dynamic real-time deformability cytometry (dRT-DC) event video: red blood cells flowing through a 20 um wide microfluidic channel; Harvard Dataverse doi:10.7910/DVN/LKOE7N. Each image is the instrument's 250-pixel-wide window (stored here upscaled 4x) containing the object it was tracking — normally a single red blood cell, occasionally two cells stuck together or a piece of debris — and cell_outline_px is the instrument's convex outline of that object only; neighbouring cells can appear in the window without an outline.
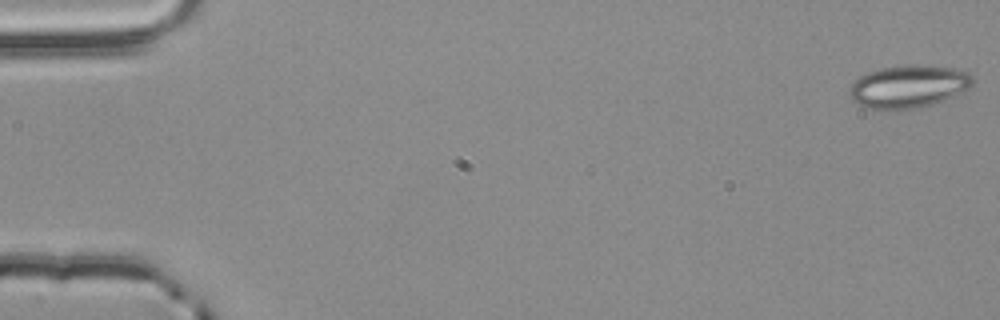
{"species": "common noctule bat (a hibernating species)", "species_latin": "Nyctalus noctula", "temperature_condition": "room temperature", "stored_images_in_passage": 54, "camera_frame_rate_fps": 3000, "um_per_image_px": 0.085, "animal": {"sex": "male", "body_mass_g": 20.4}, "frame": {"image": 1, "passage_image": 1, "time_ms": 0.0, "image_size_px": [1000, 320], "cell_outline_px": [[976, 80], [964, 92], [916, 108], [864, 108], [852, 100], [848, 92], [848, 88], [860, 76], [868, 72], [884, 68], [904, 64], [924, 64], [956, 68], [968, 72]], "centroid_in_image_um": [77.23, 7.31], "position_along_channel_um": 7.8, "area_um2": 30.52}}
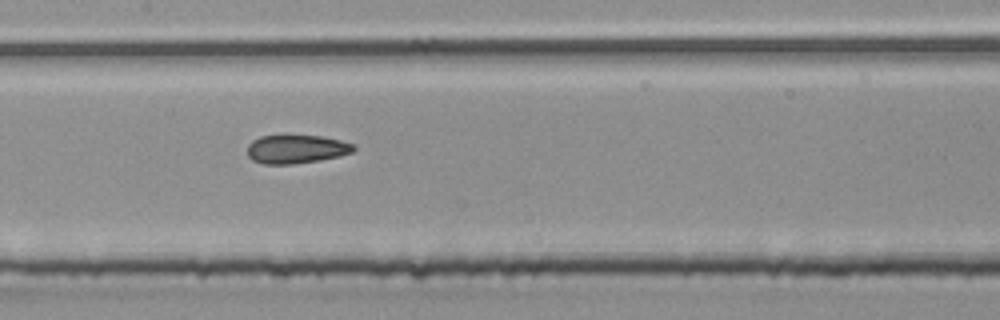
{"frame": {"image": 2, "passage_image": 27, "time_ms": 8.667, "image_size_px": [1000, 320], "cell_outline_px": [[356, 148], [352, 152], [340, 156], [320, 160], [292, 164], [264, 164], [252, 160], [248, 156], [248, 144], [252, 140], [260, 136], [320, 136], [340, 140], [356, 144]], "centroid_in_image_um": [25.2, 12.68], "position_along_channel_um": 182.2, "area_um2": 17.69}}
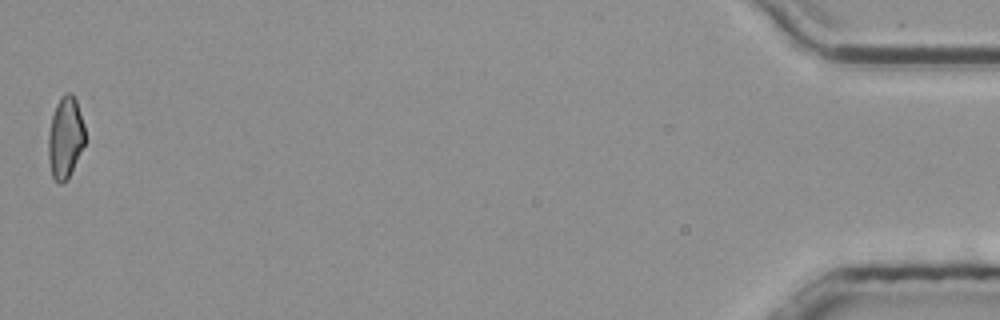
{"frame": {"image": 3, "passage_image": 54, "time_ms": 17.667, "image_size_px": [1000, 320], "cell_outline_px": [[84, 144], [68, 180], [60, 184], [56, 184], [52, 176], [48, 156], [48, 132], [52, 116], [56, 104], [60, 96], [64, 92], [72, 92], [76, 100], [84, 124]], "centroid_in_image_um": [5.54, 11.69], "position_along_channel_um": 429.7, "area_um2": 17.63}, "authors_computed_cell_mechanics": {"area_um2": 18.2359, "velocity_mm_per_s": 3.8705, "shape_relaxation_time_tau1_ms": null, "shape_relaxation_time_tau2_ms": 2.4261, "deformation_change_tau1": null, "deformation_change_tau2": 0.0823}}